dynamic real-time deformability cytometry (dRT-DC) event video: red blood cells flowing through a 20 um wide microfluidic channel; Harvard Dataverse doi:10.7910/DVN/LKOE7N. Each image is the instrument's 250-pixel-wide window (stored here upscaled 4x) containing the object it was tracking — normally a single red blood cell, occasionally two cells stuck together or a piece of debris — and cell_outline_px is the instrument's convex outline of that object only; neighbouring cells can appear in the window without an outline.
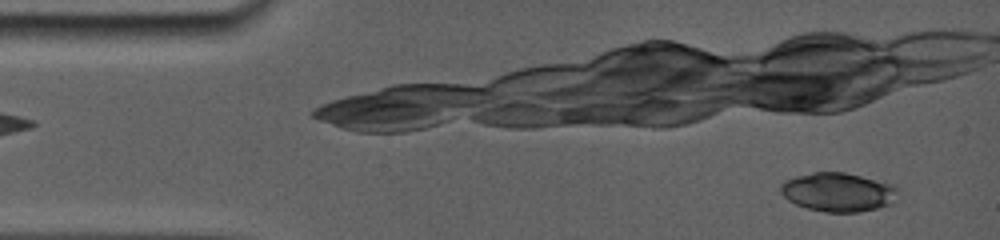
{"species": "common noctule bat (a hibernating species)", "species_latin": "Nyctalus noctula", "temperature_condition": "room temperature", "stored_images_in_passage": 10, "camera_frame_rate_fps": 5000, "um_per_image_px": 0.085, "animal": {"sex": "female", "body_mass_g": 19.0, "forearm_length_mm": 56.7}, "frame": {"image": 1, "passage_image": 4, "time_ms": 1.0, "image_size_px": [1000, 240], "cell_outline_px": [[900, 200], [896, 204], [860, 212], [824, 212], [808, 208], [796, 204], [788, 200], [780, 192], [780, 184], [784, 180], [816, 172], [844, 172], [860, 176], [888, 184], [896, 188]], "centroid_in_image_um": [71.28, 16.36], "position_along_channel_um": 13.7, "area_um2": 26.59}}